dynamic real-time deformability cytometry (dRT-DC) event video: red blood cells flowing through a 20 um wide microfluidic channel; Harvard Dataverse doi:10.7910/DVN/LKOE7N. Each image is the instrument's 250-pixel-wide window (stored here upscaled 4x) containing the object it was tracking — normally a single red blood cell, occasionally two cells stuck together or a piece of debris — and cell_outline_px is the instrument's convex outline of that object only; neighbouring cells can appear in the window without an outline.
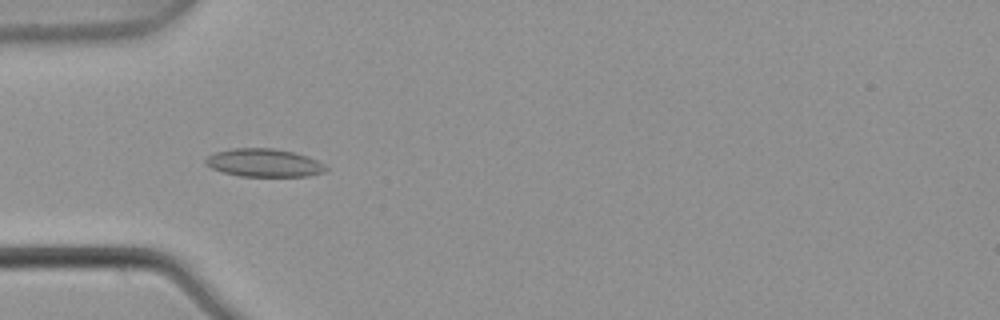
{"species": "common noctule bat (a hibernating species)", "species_latin": "Nyctalus noctula", "temperature_condition": "warm", "stored_images_in_passage": 5, "camera_frame_rate_fps": 3000, "um_per_image_px": 0.085, "animal": {"sex": "male", "body_mass_g": 21.5, "forearm_length_mm": 52.0}, "frame": {"image": 1, "passage_image": 2, "time_ms": 0.333, "image_size_px": [1000, 320], "cell_outline_px": [[328, 168], [324, 172], [308, 176], [240, 176], [224, 172], [212, 168], [204, 164], [204, 160], [208, 156], [216, 152], [232, 148], [272, 148], [296, 152], [308, 156], [324, 164]], "centroid_in_image_um": [22.45, 13.83], "position_along_channel_um": 62.6, "area_um2": 19.71}}
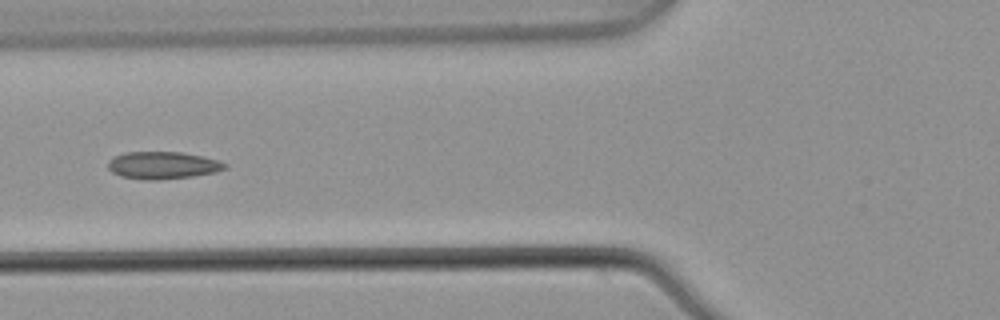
{"frame": {"image": 2, "passage_image": 3, "time_ms": 0.667, "image_size_px": [1000, 320], "cell_outline_px": [[228, 168], [216, 172], [192, 176], [156, 180], [148, 180], [120, 176], [112, 172], [108, 168], [108, 164], [116, 156], [124, 152], [180, 152], [204, 156], [228, 164]], "centroid_in_image_um": [13.87, 14.05], "position_along_channel_um": 111.9, "area_um2": 18.5}}
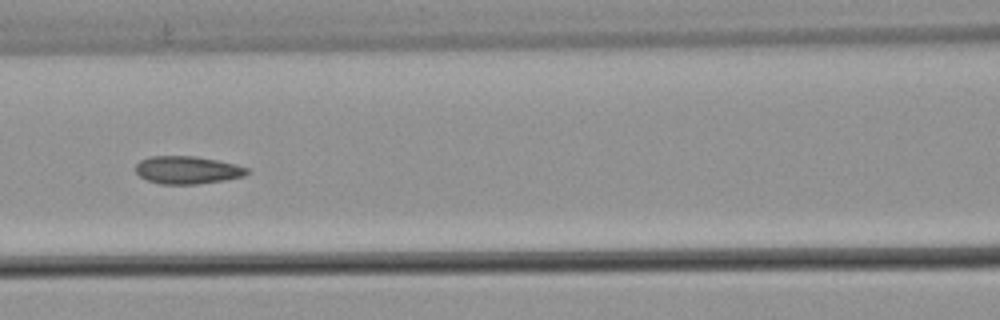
{"frame": {"image": 3, "passage_image": 4, "time_ms": 1.0, "image_size_px": [1000, 320], "cell_outline_px": [[252, 172], [244, 176], [224, 180], [196, 184], [160, 184], [148, 180], [140, 176], [136, 172], [136, 164], [140, 160], [148, 156], [196, 156], [236, 164], [248, 168]], "centroid_in_image_um": [15.94, 14.44], "position_along_channel_um": 150.7, "area_um2": 18.09}}